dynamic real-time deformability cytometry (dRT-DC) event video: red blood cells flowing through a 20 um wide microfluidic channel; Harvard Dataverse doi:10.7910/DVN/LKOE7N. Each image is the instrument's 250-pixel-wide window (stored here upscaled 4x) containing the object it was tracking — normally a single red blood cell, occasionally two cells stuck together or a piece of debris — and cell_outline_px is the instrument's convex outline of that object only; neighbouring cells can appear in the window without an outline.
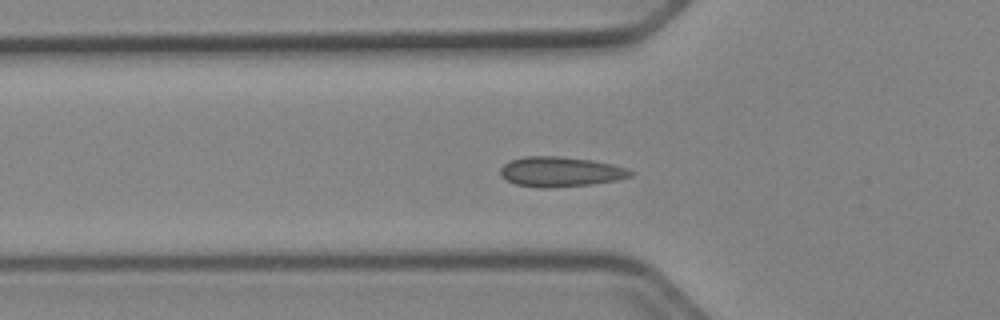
{"species": "Egyptian fruit bat (a non-hibernating species)", "species_latin": "Rousettus aegyptiacus", "temperature_condition": "cold", "stored_images_in_passage": 52, "camera_frame_rate_fps": 3000, "um_per_image_px": 0.085, "animal": {"sex": "female"}, "frame": {"image": 1, "passage_image": 17, "time_ms": 5.333, "image_size_px": [1000, 320], "cell_outline_px": [[636, 172], [632, 176], [616, 180], [592, 184], [552, 188], [540, 188], [516, 184], [500, 176], [500, 168], [504, 164], [512, 160], [524, 156], [560, 156], [592, 160], [612, 164], [628, 168]], "centroid_in_image_um": [47.67, 14.6], "position_along_channel_um": 78.1, "area_um2": 22.89}}
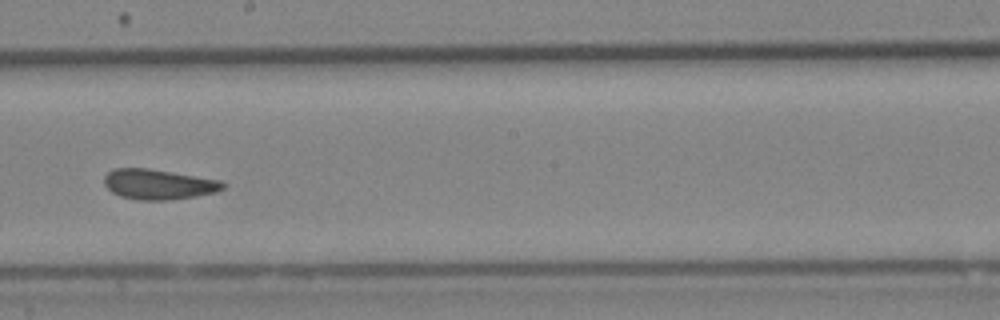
{"frame": {"image": 2, "passage_image": 29, "time_ms": 9.333, "image_size_px": [1000, 320], "cell_outline_px": [[228, 184], [224, 188], [216, 192], [196, 196], [168, 200], [140, 200], [120, 196], [112, 192], [104, 184], [104, 176], [108, 172], [116, 168], [148, 168], [220, 180]], "centroid_in_image_um": [13.48, 15.66], "position_along_channel_um": 234.7, "area_um2": 20.87}}
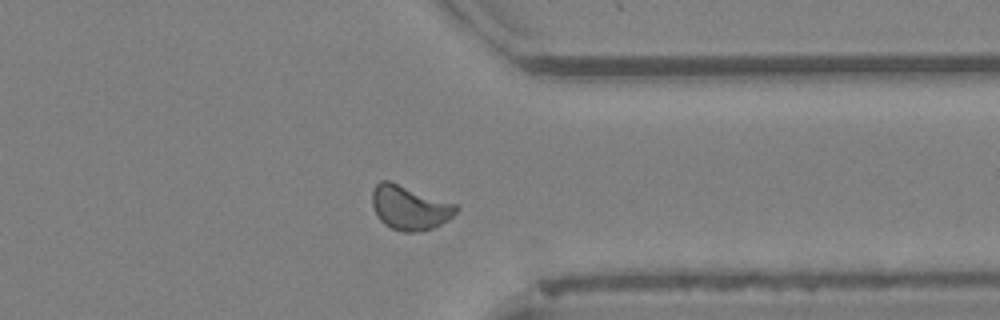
{"frame": {"image": 3, "passage_image": 40, "time_ms": 13.0, "image_size_px": [1000, 320], "cell_outline_px": [[460, 208], [448, 220], [432, 228], [412, 232], [404, 232], [392, 228], [384, 224], [376, 216], [372, 204], [372, 192], [376, 184], [380, 180], [388, 180], [456, 204]], "centroid_in_image_um": [34.8, 17.64], "position_along_channel_um": 376.6, "area_um2": 21.5}}